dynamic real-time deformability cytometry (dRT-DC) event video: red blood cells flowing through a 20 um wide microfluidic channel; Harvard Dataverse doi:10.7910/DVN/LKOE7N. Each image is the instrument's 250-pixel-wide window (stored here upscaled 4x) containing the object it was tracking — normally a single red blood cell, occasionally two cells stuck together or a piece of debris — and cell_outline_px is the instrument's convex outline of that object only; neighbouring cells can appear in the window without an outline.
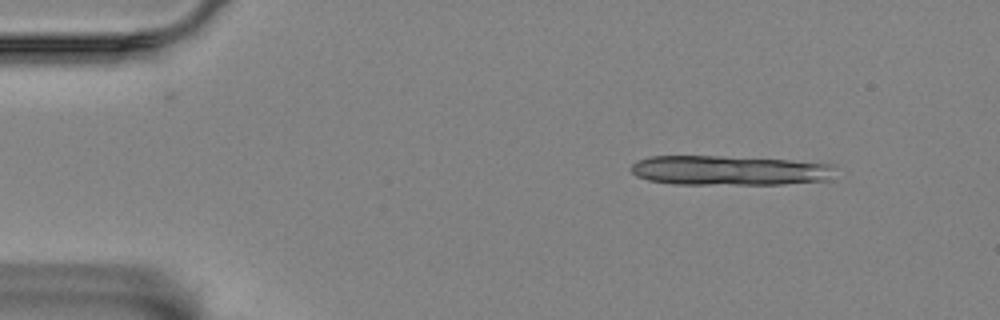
{"species": "Egyptian fruit bat (a non-hibernating species)", "species_latin": "Rousettus aegyptiacus", "temperature_condition": "room temperature", "stored_images_in_passage": 9, "camera_frame_rate_fps": 3000, "um_per_image_px": 0.085, "animal": {"sex": "female"}, "frame": {"image": 1, "passage_image": 1, "time_ms": 0.0, "image_size_px": [1000, 320], "cell_outline_px": [[836, 168], [832, 180], [784, 184], [672, 184], [648, 180], [636, 176], [628, 168], [636, 160], [648, 156], [720, 156], [788, 160], [832, 164]], "centroid_in_image_um": [61.99, 14.49], "position_along_channel_um": 23.0, "area_um2": 35.72}}